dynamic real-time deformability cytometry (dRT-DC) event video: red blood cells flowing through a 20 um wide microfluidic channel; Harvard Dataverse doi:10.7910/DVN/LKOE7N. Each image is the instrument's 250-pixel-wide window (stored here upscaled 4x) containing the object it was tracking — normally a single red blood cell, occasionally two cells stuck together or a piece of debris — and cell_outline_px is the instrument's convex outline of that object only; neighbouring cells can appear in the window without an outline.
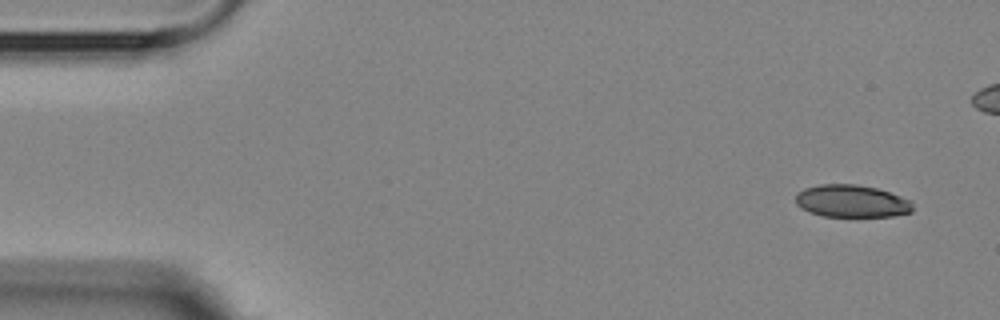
{"species": "Egyptian fruit bat (a non-hibernating species)", "species_latin": "Rousettus aegyptiacus", "temperature_condition": "room temperature", "stored_images_in_passage": 5, "camera_frame_rate_fps": 3000, "um_per_image_px": 0.085, "animal": {"sex": "female"}, "frame": {"image": 1, "passage_image": 1, "time_ms": 0.0, "image_size_px": [1000, 320], "cell_outline_px": [[912, 212], [892, 216], [824, 216], [808, 212], [800, 208], [796, 204], [796, 196], [804, 188], [820, 184], [856, 184], [876, 188], [900, 196], [908, 200], [912, 204]], "centroid_in_image_um": [72.36, 17.1], "position_along_channel_um": 12.6, "area_um2": 21.96}}